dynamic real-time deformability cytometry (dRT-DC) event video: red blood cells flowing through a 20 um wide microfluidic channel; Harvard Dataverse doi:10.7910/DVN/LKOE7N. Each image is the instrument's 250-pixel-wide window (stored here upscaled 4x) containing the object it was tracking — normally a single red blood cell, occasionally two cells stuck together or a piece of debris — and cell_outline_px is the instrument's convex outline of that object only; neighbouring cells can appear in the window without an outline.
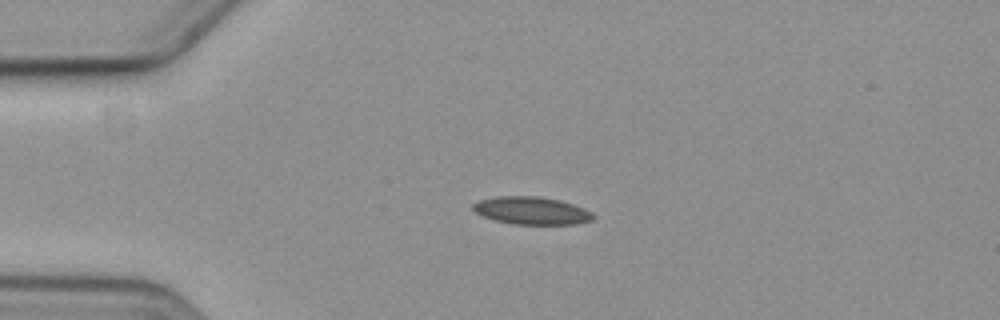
{"species": "common noctule bat (a hibernating species)", "species_latin": "Nyctalus noctula", "temperature_condition": "cold", "stored_images_in_passage": 6, "camera_frame_rate_fps": 3000, "um_per_image_px": 0.085, "animal": {"sex": "female", "body_mass_g": 19.3, "forearm_length_mm": 54.1}, "frame": {"image": 1, "passage_image": 4, "time_ms": 3.333, "image_size_px": [1000, 320], "cell_outline_px": [[596, 216], [592, 220], [576, 224], [512, 224], [496, 220], [484, 216], [476, 212], [472, 208], [472, 204], [480, 200], [496, 196], [536, 196], [560, 200], [584, 208], [592, 212]], "centroid_in_image_um": [45.21, 17.9], "position_along_channel_um": 39.8, "area_um2": 19.31}}
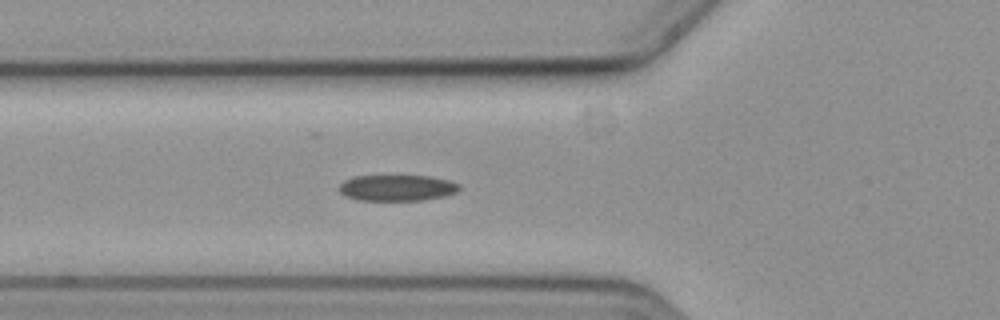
{"frame": {"image": 2, "passage_image": 6, "time_ms": 5.667, "image_size_px": [1000, 320], "cell_outline_px": [[460, 188], [456, 192], [444, 196], [424, 200], [356, 200], [344, 196], [340, 192], [340, 184], [344, 180], [356, 176], [432, 176], [448, 180], [460, 184]], "centroid_in_image_um": [33.75, 15.97], "position_along_channel_um": 92.1, "area_um2": 18.26}}